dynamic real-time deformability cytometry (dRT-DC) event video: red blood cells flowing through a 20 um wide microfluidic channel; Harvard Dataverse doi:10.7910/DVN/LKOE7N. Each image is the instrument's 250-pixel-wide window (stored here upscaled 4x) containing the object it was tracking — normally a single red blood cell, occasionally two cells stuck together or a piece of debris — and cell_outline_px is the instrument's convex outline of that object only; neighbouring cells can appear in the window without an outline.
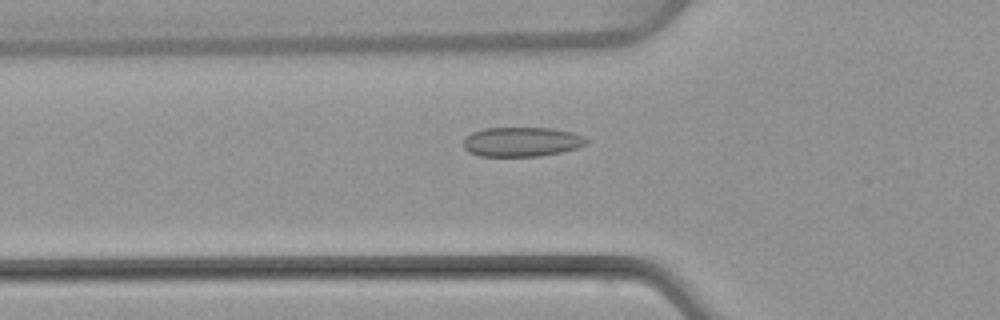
{"species": "common noctule bat (a hibernating species)", "species_latin": "Nyctalus noctula", "temperature_condition": "warm", "stored_images_in_passage": 50, "camera_frame_rate_fps": 3000, "um_per_image_px": 0.085, "animal": {"sex": "female", "body_mass_g": 22.7, "forearm_length_mm": 54.2}, "frame": {"image": 1, "passage_image": 17, "time_ms": 5.333, "image_size_px": [1000, 320], "cell_outline_px": [[588, 140], [584, 144], [576, 148], [560, 152], [540, 156], [480, 156], [468, 152], [464, 148], [464, 140], [472, 132], [484, 128], [552, 128], [572, 132], [584, 136]], "centroid_in_image_um": [44.33, 12.05], "position_along_channel_um": 81.5, "area_um2": 21.04}}
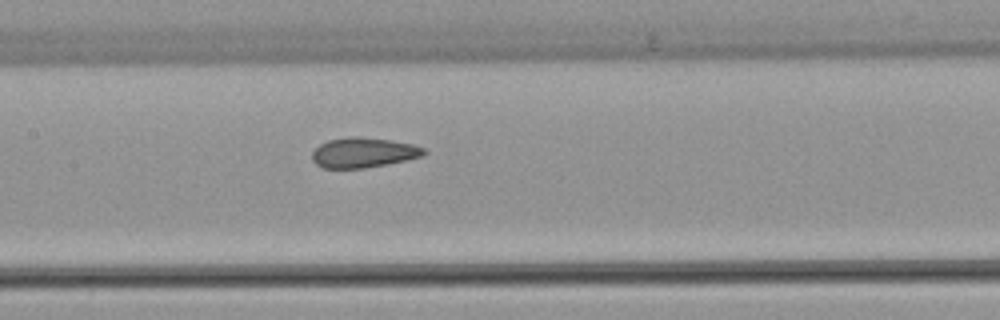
{"frame": {"image": 2, "passage_image": 24, "time_ms": 7.667, "image_size_px": [1000, 320], "cell_outline_px": [[428, 152], [424, 156], [408, 160], [388, 164], [364, 168], [324, 168], [316, 164], [312, 160], [312, 152], [320, 144], [328, 140], [348, 136], [356, 136], [388, 140], [412, 144], [424, 148]], "centroid_in_image_um": [30.9, 12.97], "position_along_channel_um": 176.5, "area_um2": 19.65}}
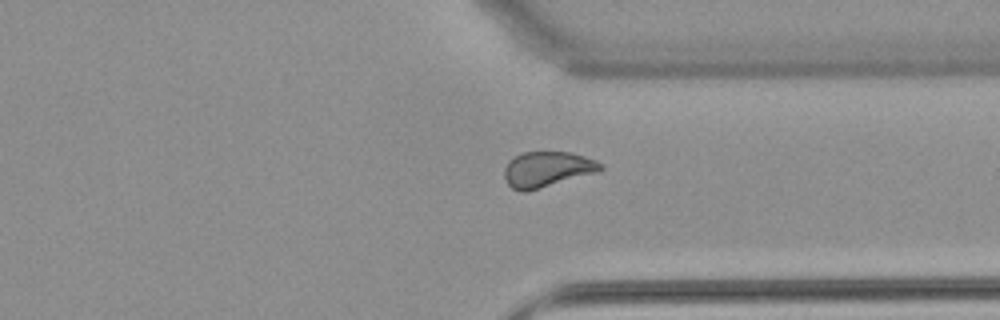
{"frame": {"image": 3, "passage_image": 38, "time_ms": 12.333, "image_size_px": [1000, 320], "cell_outline_px": [[604, 168], [596, 172], [540, 188], [524, 192], [520, 192], [512, 188], [508, 184], [504, 176], [504, 168], [508, 160], [524, 152], [568, 152], [584, 156], [596, 160], [604, 164]], "centroid_in_image_um": [46.49, 14.38], "position_along_channel_um": 364.9, "area_um2": 19.77}, "authors_computed_cell_mechanics": {"area_um2": 20.3167, "velocity_mm_per_s": 4.0398, "shape_relaxation_time_tau1_ms": null, "shape_relaxation_time_tau2_ms": 1.2272, "deformation_change_tau1": null, "deformation_change_tau2": 0.0611}}